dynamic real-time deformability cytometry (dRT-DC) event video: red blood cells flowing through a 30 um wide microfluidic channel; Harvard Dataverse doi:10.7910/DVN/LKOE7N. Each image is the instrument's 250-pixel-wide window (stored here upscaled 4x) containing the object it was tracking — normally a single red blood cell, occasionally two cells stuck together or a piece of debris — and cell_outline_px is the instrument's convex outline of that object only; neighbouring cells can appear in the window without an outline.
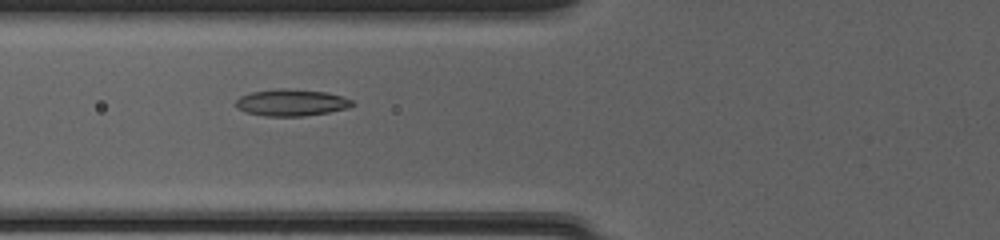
{"species": "common noctule bat (a hibernating species)", "species_latin": "Nyctalus noctula", "temperature_condition": "cold", "stored_images_in_passage": 47, "camera_frame_rate_fps": 3000, "um_per_image_px": 0.085, "animal": {"sex": "female", "body_mass_g": 20.0, "forearm_length_mm": 54.0}, "frame": {"image": 1, "passage_image": 17, "time_ms": 5.333, "image_size_px": [1000, 240], "cell_outline_px": [[356, 104], [348, 108], [328, 112], [304, 116], [264, 116], [244, 112], [236, 108], [232, 104], [240, 96], [252, 92], [280, 88], [288, 88], [324, 92], [340, 96], [352, 100]], "centroid_in_image_um": [24.71, 8.73], "position_along_channel_um": 101.1, "area_um2": 18.26}}
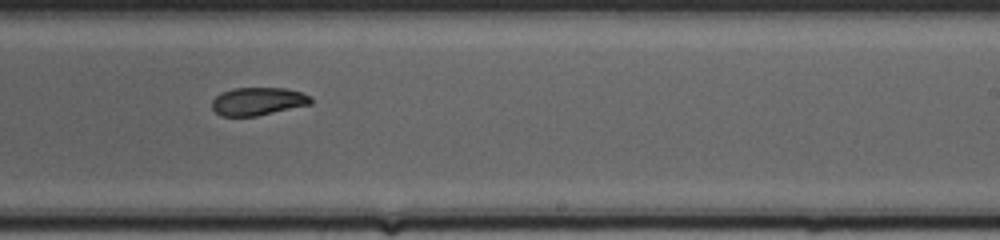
{"frame": {"image": 2, "passage_image": 29, "time_ms": 9.333, "image_size_px": [1000, 240], "cell_outline_px": [[312, 104], [256, 116], [220, 116], [212, 108], [212, 100], [216, 96], [232, 88], [284, 88], [300, 92], [312, 96]], "centroid_in_image_um": [21.94, 8.61], "position_along_channel_um": 267.1, "area_um2": 16.07}}
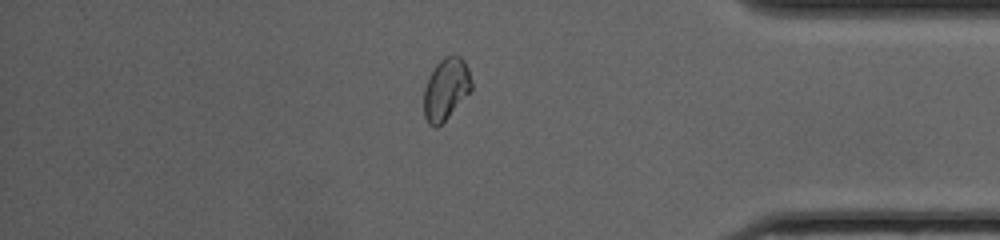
{"frame": {"image": 3, "passage_image": 40, "time_ms": 13.0, "image_size_px": [1000, 240], "cell_outline_px": [[472, 92], [436, 128], [432, 128], [428, 124], [424, 116], [424, 88], [428, 76], [432, 68], [444, 56], [452, 52], [460, 56], [464, 60], [468, 68], [472, 84]], "centroid_in_image_um": [37.91, 7.53], "position_along_channel_um": 397.3, "area_um2": 17.63}, "authors_computed_cell_mechanics": {"area_um2": 17.629, "velocity_mm_per_s": 4.1532, "shape_relaxation_time_tau1_ms": null, "shape_relaxation_time_tau2_ms": 3.426, "deformation_change_tau1": null, "deformation_change_tau2": 0.0604}}